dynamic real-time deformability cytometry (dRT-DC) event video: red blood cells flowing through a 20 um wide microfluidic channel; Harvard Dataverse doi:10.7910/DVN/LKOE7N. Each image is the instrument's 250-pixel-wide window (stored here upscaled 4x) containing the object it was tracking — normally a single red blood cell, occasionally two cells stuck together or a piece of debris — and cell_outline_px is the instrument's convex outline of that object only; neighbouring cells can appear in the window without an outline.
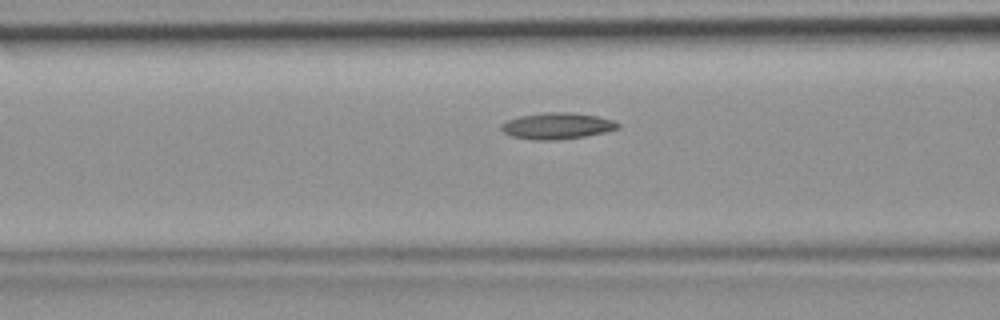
{"species": "common noctule bat (a hibernating species)", "species_latin": "Nyctalus noctula", "temperature_condition": "room temperature", "stored_images_in_passage": 45, "camera_frame_rate_fps": 3000, "um_per_image_px": 0.085, "animal": {"sex": "female", "body_mass_g": 19.9}, "frame": {"image": 1, "passage_image": 17, "time_ms": 5.333, "image_size_px": [1000, 320], "cell_outline_px": [[620, 128], [604, 132], [584, 136], [560, 140], [536, 140], [512, 136], [504, 132], [500, 128], [500, 124], [508, 120], [520, 116], [544, 112], [568, 112], [596, 116], [616, 120], [620, 124]], "centroid_in_image_um": [47.37, 10.7], "position_along_channel_um": 119.2, "area_um2": 17.92}}
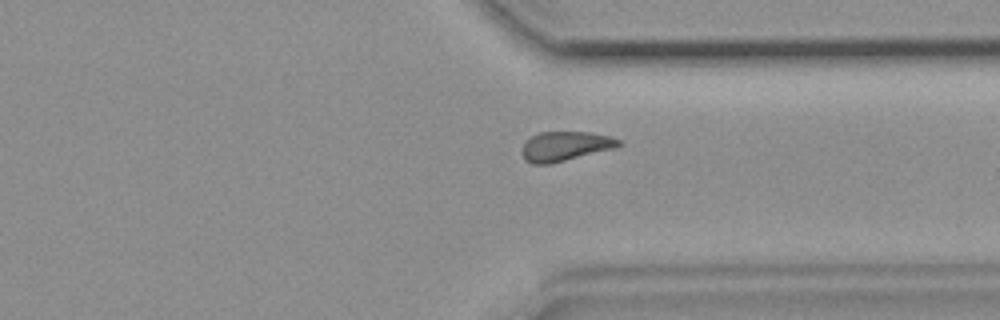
{"frame": {"image": 2, "passage_image": 34, "time_ms": 11.0, "image_size_px": [1000, 320], "cell_outline_px": [[624, 144], [616, 148], [548, 164], [532, 164], [524, 160], [520, 152], [520, 148], [532, 136], [540, 132], [592, 132], [612, 136], [620, 140]], "centroid_in_image_um": [48.06, 12.42], "position_along_channel_um": 363.3, "area_um2": 16.82}}
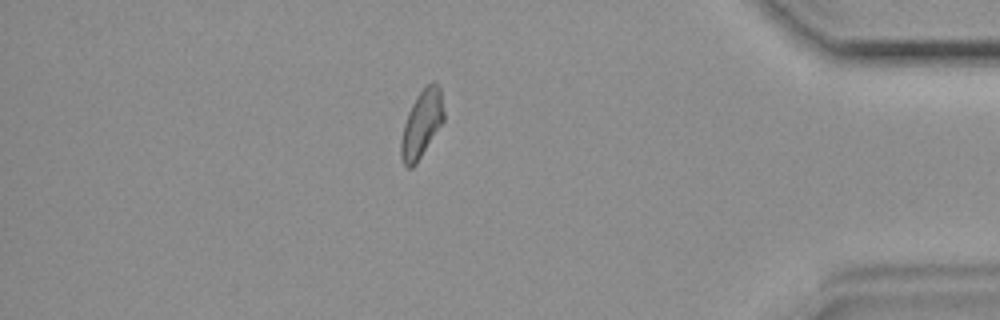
{"frame": {"image": 3, "passage_image": 39, "time_ms": 12.667, "image_size_px": [1000, 320], "cell_outline_px": [[444, 120], [416, 164], [412, 168], [408, 168], [404, 164], [400, 156], [400, 140], [404, 124], [408, 112], [416, 96], [432, 80], [436, 80], [440, 88], [444, 112]], "centroid_in_image_um": [35.83, 10.52], "position_along_channel_um": 399.4, "area_um2": 16.76}}